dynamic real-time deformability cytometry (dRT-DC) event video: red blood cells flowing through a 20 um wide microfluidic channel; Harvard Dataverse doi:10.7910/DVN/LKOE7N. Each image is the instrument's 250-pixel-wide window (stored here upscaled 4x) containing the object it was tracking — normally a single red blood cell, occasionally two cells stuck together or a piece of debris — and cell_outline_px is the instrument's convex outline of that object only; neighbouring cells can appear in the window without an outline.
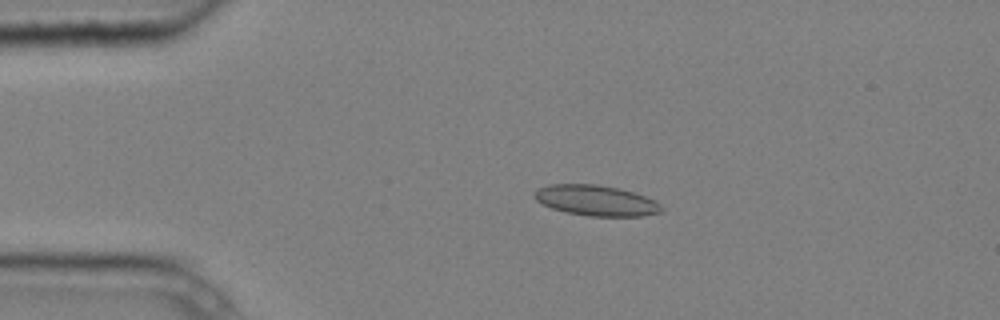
{"species": "common noctule bat (a hibernating species)", "species_latin": "Nyctalus noctula", "temperature_condition": "cold", "stored_images_in_passage": 5, "camera_frame_rate_fps": 3000, "um_per_image_px": 0.085, "animal": {"sex": "male", "body_mass_g": 20.4}, "frame": {"image": 1, "passage_image": 4, "time_ms": 1.0, "image_size_px": [1000, 320], "cell_outline_px": [[664, 208], [660, 212], [640, 216], [588, 216], [564, 212], [552, 208], [536, 200], [532, 196], [540, 188], [548, 184], [596, 184], [620, 188], [656, 200]], "centroid_in_image_um": [50.67, 17.04], "position_along_channel_um": 34.3, "area_um2": 22.6}}